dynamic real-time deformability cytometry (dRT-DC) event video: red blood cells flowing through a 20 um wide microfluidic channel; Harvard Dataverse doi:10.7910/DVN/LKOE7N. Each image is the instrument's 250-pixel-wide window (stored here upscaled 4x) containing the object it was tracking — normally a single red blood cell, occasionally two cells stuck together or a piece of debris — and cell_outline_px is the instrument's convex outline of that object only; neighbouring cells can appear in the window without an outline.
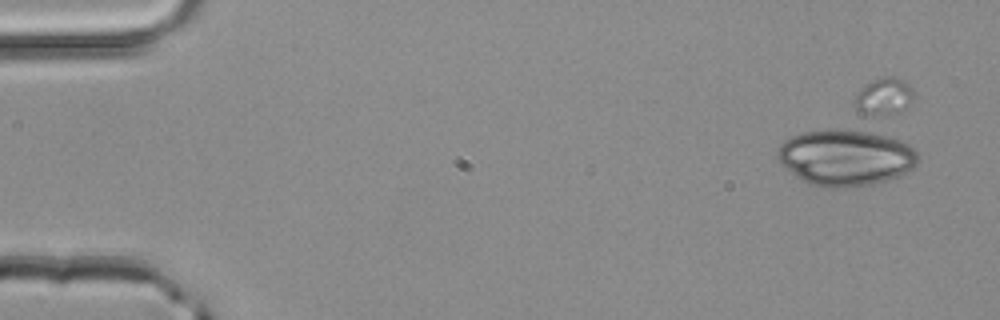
{"species": "common noctule bat (a hibernating species)", "species_latin": "Nyctalus noctula", "temperature_condition": "room temperature", "stored_images_in_passage": 3, "segment_of_instrument_passage": [2, 2], "camera_frame_rate_fps": 3000, "um_per_image_px": 0.085, "animal": {"sex": "male", "body_mass_g": 20.4}, "frame": {"image": 1, "passage_image": 3, "time_ms": 0.667, "image_size_px": [1000, 320], "cell_outline_px": [[920, 160], [912, 168], [888, 180], [872, 184], [848, 188], [824, 188], [808, 184], [800, 180], [780, 164], [776, 156], [776, 152], [780, 144], [784, 140], [792, 136], [804, 132], [832, 128], [836, 128], [868, 132], [888, 136], [900, 140], [908, 144], [920, 156]], "centroid_in_image_um": [71.83, 13.41], "position_along_channel_um": 13.2, "area_um2": 46.47}}